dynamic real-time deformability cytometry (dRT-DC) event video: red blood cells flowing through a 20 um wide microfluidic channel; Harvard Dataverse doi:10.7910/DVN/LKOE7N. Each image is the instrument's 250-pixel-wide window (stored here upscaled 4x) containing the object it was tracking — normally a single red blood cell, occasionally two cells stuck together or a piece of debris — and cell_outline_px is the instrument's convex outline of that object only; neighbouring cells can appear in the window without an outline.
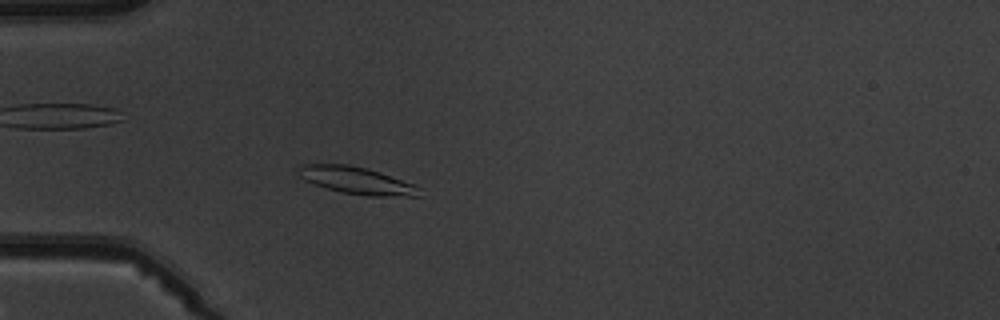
{"species": "common noctule bat (a hibernating species)", "species_latin": "Nyctalus noctula", "temperature_condition": "warm", "stored_images_in_passage": 5, "camera_frame_rate_fps": 3000, "um_per_image_px": 0.085, "animal": {"sex": "male", "body_mass_g": 19.5, "forearm_length_mm": 54.6}, "frame": {"image": 1, "passage_image": 5, "time_ms": 4.667, "image_size_px": [1000, 320], "cell_outline_px": [[424, 196], [368, 196], [340, 192], [304, 180], [296, 172], [300, 164], [348, 164], [368, 168], [380, 172], [412, 184], [420, 188]], "centroid_in_image_um": [30.32, 15.34], "position_along_channel_um": 54.7, "area_um2": 19.19}}